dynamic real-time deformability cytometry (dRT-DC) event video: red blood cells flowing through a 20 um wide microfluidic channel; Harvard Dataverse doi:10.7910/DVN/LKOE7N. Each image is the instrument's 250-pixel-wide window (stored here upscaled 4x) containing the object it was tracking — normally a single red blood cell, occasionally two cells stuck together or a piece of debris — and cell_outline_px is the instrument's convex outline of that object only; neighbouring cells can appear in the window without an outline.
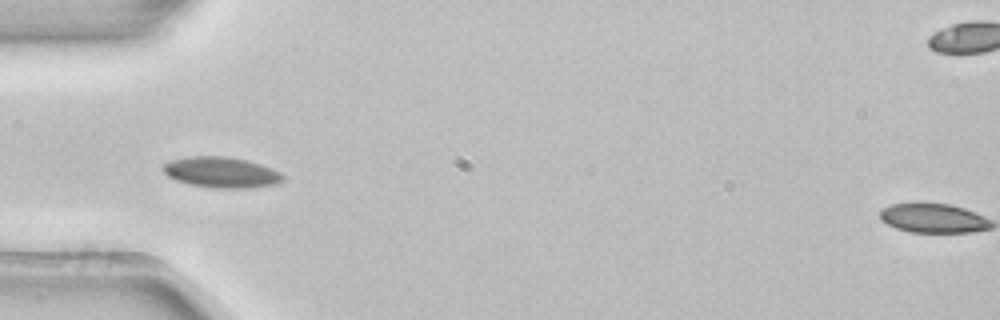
{"species": "common noctule bat (a hibernating species)", "species_latin": "Nyctalus noctula", "temperature_condition": "room temperature", "stored_images_in_passage": 6, "camera_frame_rate_fps": 3000, "um_per_image_px": 0.085, "animal": {"sex": "female", "body_mass_g": 22.7, "forearm_length_mm": 54.2}, "frame": {"image": 1, "passage_image": 5, "time_ms": 1.333, "image_size_px": [1000, 320], "cell_outline_px": [[284, 180], [272, 184], [252, 188], [216, 188], [192, 184], [176, 180], [168, 176], [160, 168], [168, 160], [188, 156], [228, 156], [260, 164], [280, 172], [284, 176]], "centroid_in_image_um": [18.77, 14.64], "position_along_channel_um": 66.2, "area_um2": 21.39}}